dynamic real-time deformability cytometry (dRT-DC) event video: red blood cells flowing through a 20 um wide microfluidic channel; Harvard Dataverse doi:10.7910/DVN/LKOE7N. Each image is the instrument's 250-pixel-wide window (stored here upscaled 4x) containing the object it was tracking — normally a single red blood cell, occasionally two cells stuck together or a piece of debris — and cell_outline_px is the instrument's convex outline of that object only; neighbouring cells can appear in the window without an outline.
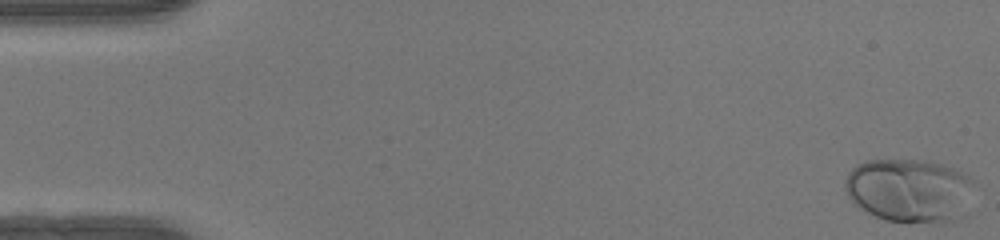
{"species": "human", "species_latin": "Homo sapiens", "temperature_condition": "warm", "stored_images_in_passage": 50, "camera_frame_rate_fps": 3000, "um_per_image_px": 0.085, "donor": {"sex": "female"}, "frame": {"image": 1, "passage_image": 1, "time_ms": 0.0, "image_size_px": [1000, 240], "cell_outline_px": [[976, 180], [952, 220], [944, 224], [940, 224], [884, 220], [860, 208], [848, 196], [844, 188], [844, 184], [848, 172], [856, 164], [864, 160], [924, 160], [940, 164], [952, 168]], "centroid_in_image_um": [77.18, 16.16], "position_along_channel_um": 7.8, "area_um2": 47.11}}
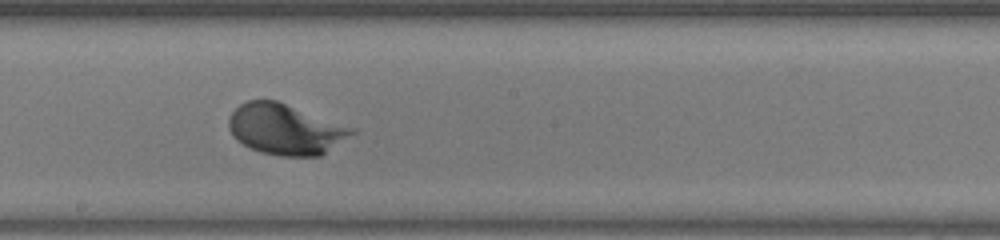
{"frame": {"image": 2, "passage_image": 28, "time_ms": 9.0, "image_size_px": [1000, 240], "cell_outline_px": [[360, 128], [356, 132], [320, 156], [280, 156], [260, 152], [236, 140], [232, 136], [228, 128], [228, 116], [240, 104], [248, 100], [276, 100]], "centroid_in_image_um": [24.3, 10.97], "position_along_channel_um": 223.9, "area_um2": 36.82}}
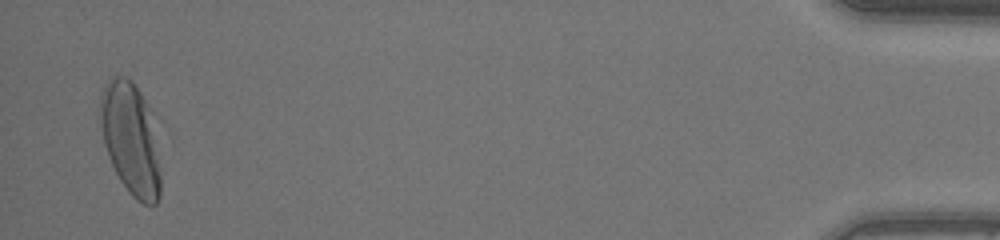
{"frame": {"image": 3, "passage_image": 49, "time_ms": 16.0, "image_size_px": [1000, 240], "cell_outline_px": [[160, 196], [156, 204], [144, 204], [136, 200], [132, 196], [120, 180], [108, 156], [104, 144], [100, 120], [100, 92], [104, 84], [108, 80], [116, 76], [128, 76], [140, 92], [148, 104], [160, 176]], "centroid_in_image_um": [11.06, 11.78], "position_along_channel_um": 424.1, "area_um2": 38.78}, "authors_computed_cell_mechanics": {"area_um2": 36.0383, "velocity_mm_per_s": 4.1404, "shape_relaxation_time_tau1_ms": 2.1784, "shape_relaxation_time_tau2_ms": null, "deformation_change_tau1": 0.1763, "deformation_change_tau2": null}}